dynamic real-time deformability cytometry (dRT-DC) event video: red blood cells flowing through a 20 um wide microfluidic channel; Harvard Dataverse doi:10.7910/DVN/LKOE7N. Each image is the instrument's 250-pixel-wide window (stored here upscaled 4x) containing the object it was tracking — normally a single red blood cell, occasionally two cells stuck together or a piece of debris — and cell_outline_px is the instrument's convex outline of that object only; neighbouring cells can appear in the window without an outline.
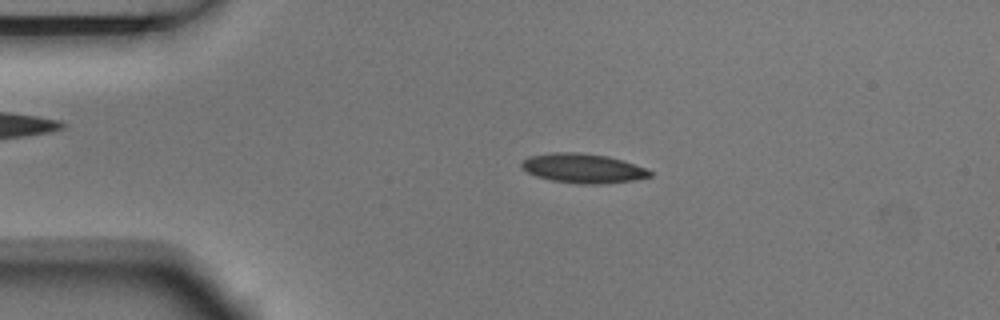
{"species": "Egyptian fruit bat (a non-hibernating species)", "species_latin": "Rousettus aegyptiacus", "temperature_condition": "room temperature", "stored_images_in_passage": 3, "camera_frame_rate_fps": 3000, "um_per_image_px": 0.085, "animal": {"sex": "male"}, "frame": {"image": 1, "passage_image": 2, "time_ms": 0.333, "image_size_px": [1000, 320], "cell_outline_px": [[652, 176], [636, 180], [600, 184], [576, 184], [552, 180], [536, 176], [528, 172], [520, 164], [528, 156], [552, 152], [580, 152], [608, 156], [624, 160], [644, 168], [652, 172]], "centroid_in_image_um": [49.57, 14.3], "position_along_channel_um": 35.4, "area_um2": 22.08}}